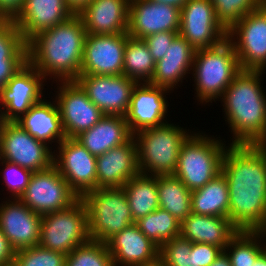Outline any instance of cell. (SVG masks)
Returning a JSON list of instances; mask_svg holds the SVG:
<instances>
[{"label":"cell","mask_w":266,"mask_h":266,"mask_svg":"<svg viewBox=\"0 0 266 266\" xmlns=\"http://www.w3.org/2000/svg\"><path fill=\"white\" fill-rule=\"evenodd\" d=\"M73 14H79L93 0H64Z\"/></svg>","instance_id":"46"},{"label":"cell","mask_w":266,"mask_h":266,"mask_svg":"<svg viewBox=\"0 0 266 266\" xmlns=\"http://www.w3.org/2000/svg\"><path fill=\"white\" fill-rule=\"evenodd\" d=\"M44 82V76L27 62L0 90V121H17L40 102Z\"/></svg>","instance_id":"14"},{"label":"cell","mask_w":266,"mask_h":266,"mask_svg":"<svg viewBox=\"0 0 266 266\" xmlns=\"http://www.w3.org/2000/svg\"><path fill=\"white\" fill-rule=\"evenodd\" d=\"M180 8L150 0H130L127 33L143 39L148 35L179 32Z\"/></svg>","instance_id":"20"},{"label":"cell","mask_w":266,"mask_h":266,"mask_svg":"<svg viewBox=\"0 0 266 266\" xmlns=\"http://www.w3.org/2000/svg\"><path fill=\"white\" fill-rule=\"evenodd\" d=\"M252 266H266V250L256 259Z\"/></svg>","instance_id":"49"},{"label":"cell","mask_w":266,"mask_h":266,"mask_svg":"<svg viewBox=\"0 0 266 266\" xmlns=\"http://www.w3.org/2000/svg\"><path fill=\"white\" fill-rule=\"evenodd\" d=\"M128 37V33L86 34L80 75H122Z\"/></svg>","instance_id":"16"},{"label":"cell","mask_w":266,"mask_h":266,"mask_svg":"<svg viewBox=\"0 0 266 266\" xmlns=\"http://www.w3.org/2000/svg\"><path fill=\"white\" fill-rule=\"evenodd\" d=\"M122 188L134 221L159 208L156 176L139 173Z\"/></svg>","instance_id":"30"},{"label":"cell","mask_w":266,"mask_h":266,"mask_svg":"<svg viewBox=\"0 0 266 266\" xmlns=\"http://www.w3.org/2000/svg\"><path fill=\"white\" fill-rule=\"evenodd\" d=\"M209 266H231V262L226 252L222 251Z\"/></svg>","instance_id":"47"},{"label":"cell","mask_w":266,"mask_h":266,"mask_svg":"<svg viewBox=\"0 0 266 266\" xmlns=\"http://www.w3.org/2000/svg\"><path fill=\"white\" fill-rule=\"evenodd\" d=\"M65 266H114L106 243L89 240L72 250Z\"/></svg>","instance_id":"35"},{"label":"cell","mask_w":266,"mask_h":266,"mask_svg":"<svg viewBox=\"0 0 266 266\" xmlns=\"http://www.w3.org/2000/svg\"><path fill=\"white\" fill-rule=\"evenodd\" d=\"M133 137L125 116L104 115L92 128L75 137L92 155L100 156Z\"/></svg>","instance_id":"27"},{"label":"cell","mask_w":266,"mask_h":266,"mask_svg":"<svg viewBox=\"0 0 266 266\" xmlns=\"http://www.w3.org/2000/svg\"><path fill=\"white\" fill-rule=\"evenodd\" d=\"M242 70L266 69V2L227 31Z\"/></svg>","instance_id":"9"},{"label":"cell","mask_w":266,"mask_h":266,"mask_svg":"<svg viewBox=\"0 0 266 266\" xmlns=\"http://www.w3.org/2000/svg\"><path fill=\"white\" fill-rule=\"evenodd\" d=\"M178 33L195 50L215 47L227 38L210 0H188L183 5Z\"/></svg>","instance_id":"12"},{"label":"cell","mask_w":266,"mask_h":266,"mask_svg":"<svg viewBox=\"0 0 266 266\" xmlns=\"http://www.w3.org/2000/svg\"><path fill=\"white\" fill-rule=\"evenodd\" d=\"M56 85L55 102L66 137L75 138L104 116L75 80L58 81Z\"/></svg>","instance_id":"15"},{"label":"cell","mask_w":266,"mask_h":266,"mask_svg":"<svg viewBox=\"0 0 266 266\" xmlns=\"http://www.w3.org/2000/svg\"><path fill=\"white\" fill-rule=\"evenodd\" d=\"M159 207L182 222L191 213V193L175 175L156 176Z\"/></svg>","instance_id":"31"},{"label":"cell","mask_w":266,"mask_h":266,"mask_svg":"<svg viewBox=\"0 0 266 266\" xmlns=\"http://www.w3.org/2000/svg\"><path fill=\"white\" fill-rule=\"evenodd\" d=\"M52 150L15 121H0V159L38 172L53 165Z\"/></svg>","instance_id":"10"},{"label":"cell","mask_w":266,"mask_h":266,"mask_svg":"<svg viewBox=\"0 0 266 266\" xmlns=\"http://www.w3.org/2000/svg\"><path fill=\"white\" fill-rule=\"evenodd\" d=\"M19 199L32 211L44 215L69 208L79 196L52 165L46 170L33 172Z\"/></svg>","instance_id":"11"},{"label":"cell","mask_w":266,"mask_h":266,"mask_svg":"<svg viewBox=\"0 0 266 266\" xmlns=\"http://www.w3.org/2000/svg\"><path fill=\"white\" fill-rule=\"evenodd\" d=\"M75 81L104 115L125 116L137 82L117 76L79 75Z\"/></svg>","instance_id":"17"},{"label":"cell","mask_w":266,"mask_h":266,"mask_svg":"<svg viewBox=\"0 0 266 266\" xmlns=\"http://www.w3.org/2000/svg\"><path fill=\"white\" fill-rule=\"evenodd\" d=\"M81 199L87 207L90 240L106 243L135 223L123 188L93 189Z\"/></svg>","instance_id":"7"},{"label":"cell","mask_w":266,"mask_h":266,"mask_svg":"<svg viewBox=\"0 0 266 266\" xmlns=\"http://www.w3.org/2000/svg\"><path fill=\"white\" fill-rule=\"evenodd\" d=\"M72 15L64 0H25L22 12L13 22L27 43L33 36L55 27Z\"/></svg>","instance_id":"23"},{"label":"cell","mask_w":266,"mask_h":266,"mask_svg":"<svg viewBox=\"0 0 266 266\" xmlns=\"http://www.w3.org/2000/svg\"><path fill=\"white\" fill-rule=\"evenodd\" d=\"M0 61H28L27 43L13 21L0 22Z\"/></svg>","instance_id":"36"},{"label":"cell","mask_w":266,"mask_h":266,"mask_svg":"<svg viewBox=\"0 0 266 266\" xmlns=\"http://www.w3.org/2000/svg\"><path fill=\"white\" fill-rule=\"evenodd\" d=\"M155 64L143 39L128 37L124 50L123 74L137 83H149Z\"/></svg>","instance_id":"32"},{"label":"cell","mask_w":266,"mask_h":266,"mask_svg":"<svg viewBox=\"0 0 266 266\" xmlns=\"http://www.w3.org/2000/svg\"><path fill=\"white\" fill-rule=\"evenodd\" d=\"M96 164L97 188H122L140 173L135 138L97 156Z\"/></svg>","instance_id":"22"},{"label":"cell","mask_w":266,"mask_h":266,"mask_svg":"<svg viewBox=\"0 0 266 266\" xmlns=\"http://www.w3.org/2000/svg\"><path fill=\"white\" fill-rule=\"evenodd\" d=\"M215 8L216 18L228 31L249 12L255 10L266 0H210Z\"/></svg>","instance_id":"37"},{"label":"cell","mask_w":266,"mask_h":266,"mask_svg":"<svg viewBox=\"0 0 266 266\" xmlns=\"http://www.w3.org/2000/svg\"><path fill=\"white\" fill-rule=\"evenodd\" d=\"M25 0H0V19L14 21L22 12Z\"/></svg>","instance_id":"43"},{"label":"cell","mask_w":266,"mask_h":266,"mask_svg":"<svg viewBox=\"0 0 266 266\" xmlns=\"http://www.w3.org/2000/svg\"><path fill=\"white\" fill-rule=\"evenodd\" d=\"M190 134L191 131L168 122L136 132L133 137L137 144L140 173L174 175L181 145Z\"/></svg>","instance_id":"4"},{"label":"cell","mask_w":266,"mask_h":266,"mask_svg":"<svg viewBox=\"0 0 266 266\" xmlns=\"http://www.w3.org/2000/svg\"><path fill=\"white\" fill-rule=\"evenodd\" d=\"M10 199L0 204L3 235L15 251L39 245L42 215L32 211L20 199Z\"/></svg>","instance_id":"18"},{"label":"cell","mask_w":266,"mask_h":266,"mask_svg":"<svg viewBox=\"0 0 266 266\" xmlns=\"http://www.w3.org/2000/svg\"><path fill=\"white\" fill-rule=\"evenodd\" d=\"M202 133H192L179 151L174 175L190 190L205 186L221 173L224 152L228 146L220 139Z\"/></svg>","instance_id":"6"},{"label":"cell","mask_w":266,"mask_h":266,"mask_svg":"<svg viewBox=\"0 0 266 266\" xmlns=\"http://www.w3.org/2000/svg\"><path fill=\"white\" fill-rule=\"evenodd\" d=\"M220 247L206 243H193L194 266H209L222 252Z\"/></svg>","instance_id":"42"},{"label":"cell","mask_w":266,"mask_h":266,"mask_svg":"<svg viewBox=\"0 0 266 266\" xmlns=\"http://www.w3.org/2000/svg\"><path fill=\"white\" fill-rule=\"evenodd\" d=\"M255 145L264 153L266 157V140H263Z\"/></svg>","instance_id":"50"},{"label":"cell","mask_w":266,"mask_h":266,"mask_svg":"<svg viewBox=\"0 0 266 266\" xmlns=\"http://www.w3.org/2000/svg\"><path fill=\"white\" fill-rule=\"evenodd\" d=\"M57 149L59 151L54 150L53 165L79 198L97 189V157L75 138L67 137L59 143Z\"/></svg>","instance_id":"13"},{"label":"cell","mask_w":266,"mask_h":266,"mask_svg":"<svg viewBox=\"0 0 266 266\" xmlns=\"http://www.w3.org/2000/svg\"><path fill=\"white\" fill-rule=\"evenodd\" d=\"M139 230L159 248L166 242L180 236L181 222L168 211L158 208L135 221Z\"/></svg>","instance_id":"33"},{"label":"cell","mask_w":266,"mask_h":266,"mask_svg":"<svg viewBox=\"0 0 266 266\" xmlns=\"http://www.w3.org/2000/svg\"><path fill=\"white\" fill-rule=\"evenodd\" d=\"M0 161V164L4 166L1 173L3 181L9 192L12 193H9L11 195L9 197L19 199L27 188L33 172L14 163L2 159Z\"/></svg>","instance_id":"40"},{"label":"cell","mask_w":266,"mask_h":266,"mask_svg":"<svg viewBox=\"0 0 266 266\" xmlns=\"http://www.w3.org/2000/svg\"><path fill=\"white\" fill-rule=\"evenodd\" d=\"M28 61H0V90Z\"/></svg>","instance_id":"44"},{"label":"cell","mask_w":266,"mask_h":266,"mask_svg":"<svg viewBox=\"0 0 266 266\" xmlns=\"http://www.w3.org/2000/svg\"><path fill=\"white\" fill-rule=\"evenodd\" d=\"M191 202L192 213L228 218L229 192L223 173L218 174L205 186L193 190Z\"/></svg>","instance_id":"29"},{"label":"cell","mask_w":266,"mask_h":266,"mask_svg":"<svg viewBox=\"0 0 266 266\" xmlns=\"http://www.w3.org/2000/svg\"><path fill=\"white\" fill-rule=\"evenodd\" d=\"M158 266H194L193 243L181 236L166 241L159 248Z\"/></svg>","instance_id":"38"},{"label":"cell","mask_w":266,"mask_h":266,"mask_svg":"<svg viewBox=\"0 0 266 266\" xmlns=\"http://www.w3.org/2000/svg\"><path fill=\"white\" fill-rule=\"evenodd\" d=\"M240 70L233 44L227 38L215 47L196 50L191 71L195 97L203 105L221 99Z\"/></svg>","instance_id":"5"},{"label":"cell","mask_w":266,"mask_h":266,"mask_svg":"<svg viewBox=\"0 0 266 266\" xmlns=\"http://www.w3.org/2000/svg\"><path fill=\"white\" fill-rule=\"evenodd\" d=\"M196 50L178 34L165 52L164 57L155 64L150 84L173 91L179 82L190 74Z\"/></svg>","instance_id":"25"},{"label":"cell","mask_w":266,"mask_h":266,"mask_svg":"<svg viewBox=\"0 0 266 266\" xmlns=\"http://www.w3.org/2000/svg\"><path fill=\"white\" fill-rule=\"evenodd\" d=\"M66 254L40 245L15 252L14 266H65Z\"/></svg>","instance_id":"39"},{"label":"cell","mask_w":266,"mask_h":266,"mask_svg":"<svg viewBox=\"0 0 266 266\" xmlns=\"http://www.w3.org/2000/svg\"><path fill=\"white\" fill-rule=\"evenodd\" d=\"M239 230L228 218L190 213L180 224V236L192 243H206L223 251Z\"/></svg>","instance_id":"26"},{"label":"cell","mask_w":266,"mask_h":266,"mask_svg":"<svg viewBox=\"0 0 266 266\" xmlns=\"http://www.w3.org/2000/svg\"><path fill=\"white\" fill-rule=\"evenodd\" d=\"M259 232L262 234V236H263V238L265 239V241H266V225L263 227V228H261L260 230H259Z\"/></svg>","instance_id":"51"},{"label":"cell","mask_w":266,"mask_h":266,"mask_svg":"<svg viewBox=\"0 0 266 266\" xmlns=\"http://www.w3.org/2000/svg\"><path fill=\"white\" fill-rule=\"evenodd\" d=\"M44 98L33 105L26 114L22 115L15 122L31 136L46 143L48 146L53 142L59 144L67 138L59 109L55 101L51 103V101H47Z\"/></svg>","instance_id":"28"},{"label":"cell","mask_w":266,"mask_h":266,"mask_svg":"<svg viewBox=\"0 0 266 266\" xmlns=\"http://www.w3.org/2000/svg\"><path fill=\"white\" fill-rule=\"evenodd\" d=\"M262 70H240L224 91L221 104L232 143L255 145L266 140V92L261 85ZM263 89V90H262Z\"/></svg>","instance_id":"3"},{"label":"cell","mask_w":266,"mask_h":266,"mask_svg":"<svg viewBox=\"0 0 266 266\" xmlns=\"http://www.w3.org/2000/svg\"><path fill=\"white\" fill-rule=\"evenodd\" d=\"M86 34L82 19L74 14L27 42L28 62L46 80H75L80 75Z\"/></svg>","instance_id":"2"},{"label":"cell","mask_w":266,"mask_h":266,"mask_svg":"<svg viewBox=\"0 0 266 266\" xmlns=\"http://www.w3.org/2000/svg\"><path fill=\"white\" fill-rule=\"evenodd\" d=\"M221 172L229 192L228 219L238 230L266 225V157L256 145L229 144Z\"/></svg>","instance_id":"1"},{"label":"cell","mask_w":266,"mask_h":266,"mask_svg":"<svg viewBox=\"0 0 266 266\" xmlns=\"http://www.w3.org/2000/svg\"><path fill=\"white\" fill-rule=\"evenodd\" d=\"M157 3L167 4L174 7L182 8L188 0H150Z\"/></svg>","instance_id":"48"},{"label":"cell","mask_w":266,"mask_h":266,"mask_svg":"<svg viewBox=\"0 0 266 266\" xmlns=\"http://www.w3.org/2000/svg\"><path fill=\"white\" fill-rule=\"evenodd\" d=\"M15 252L16 251L12 248L9 241L0 230V265L13 263Z\"/></svg>","instance_id":"45"},{"label":"cell","mask_w":266,"mask_h":266,"mask_svg":"<svg viewBox=\"0 0 266 266\" xmlns=\"http://www.w3.org/2000/svg\"><path fill=\"white\" fill-rule=\"evenodd\" d=\"M262 240L264 242L263 236L259 231L239 230L224 248L230 259L231 266H252L256 259L266 250Z\"/></svg>","instance_id":"34"},{"label":"cell","mask_w":266,"mask_h":266,"mask_svg":"<svg viewBox=\"0 0 266 266\" xmlns=\"http://www.w3.org/2000/svg\"><path fill=\"white\" fill-rule=\"evenodd\" d=\"M169 92L166 88L150 83L135 85L129 108L125 114L129 130L133 135L143 129L160 126L167 122L165 119L169 105L166 93Z\"/></svg>","instance_id":"19"},{"label":"cell","mask_w":266,"mask_h":266,"mask_svg":"<svg viewBox=\"0 0 266 266\" xmlns=\"http://www.w3.org/2000/svg\"><path fill=\"white\" fill-rule=\"evenodd\" d=\"M106 245L114 266H158L159 247L135 223L111 237Z\"/></svg>","instance_id":"21"},{"label":"cell","mask_w":266,"mask_h":266,"mask_svg":"<svg viewBox=\"0 0 266 266\" xmlns=\"http://www.w3.org/2000/svg\"><path fill=\"white\" fill-rule=\"evenodd\" d=\"M130 0H93L78 15L87 34L127 33Z\"/></svg>","instance_id":"24"},{"label":"cell","mask_w":266,"mask_h":266,"mask_svg":"<svg viewBox=\"0 0 266 266\" xmlns=\"http://www.w3.org/2000/svg\"><path fill=\"white\" fill-rule=\"evenodd\" d=\"M0 266H14V264H13V263H11V264H7V265H0Z\"/></svg>","instance_id":"52"},{"label":"cell","mask_w":266,"mask_h":266,"mask_svg":"<svg viewBox=\"0 0 266 266\" xmlns=\"http://www.w3.org/2000/svg\"><path fill=\"white\" fill-rule=\"evenodd\" d=\"M89 240L88 212L81 198L69 208L42 215L39 245L43 248L68 255Z\"/></svg>","instance_id":"8"},{"label":"cell","mask_w":266,"mask_h":266,"mask_svg":"<svg viewBox=\"0 0 266 266\" xmlns=\"http://www.w3.org/2000/svg\"><path fill=\"white\" fill-rule=\"evenodd\" d=\"M178 32L164 31L143 38L155 62L161 60Z\"/></svg>","instance_id":"41"}]
</instances>
